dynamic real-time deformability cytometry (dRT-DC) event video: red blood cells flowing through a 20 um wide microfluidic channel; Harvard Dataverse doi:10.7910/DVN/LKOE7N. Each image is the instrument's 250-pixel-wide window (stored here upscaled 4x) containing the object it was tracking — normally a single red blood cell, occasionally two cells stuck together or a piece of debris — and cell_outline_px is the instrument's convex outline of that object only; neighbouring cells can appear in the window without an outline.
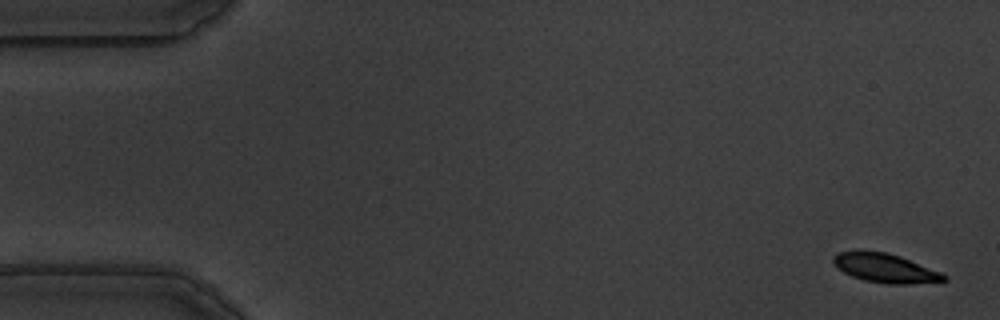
{"species": "common noctule bat (a hibernating species)", "species_latin": "Nyctalus noctula", "temperature_condition": "warm", "stored_images_in_passage": 58, "camera_frame_rate_fps": 3000, "um_per_image_px": 0.085, "animal": {"sex": "male", "body_mass_g": 19.5, "forearm_length_mm": 54.6}, "frame": {"image": 1, "passage_image": 2, "time_ms": 0.333, "image_size_px": [1000, 320], "cell_outline_px": [[948, 280], [912, 284], [888, 284], [864, 280], [852, 276], [844, 272], [832, 260], [832, 256], [836, 252], [856, 248], [860, 248], [888, 252], [900, 256], [940, 272], [948, 276]], "centroid_in_image_um": [75.19, 22.74], "position_along_channel_um": 9.8, "area_um2": 19.13}}
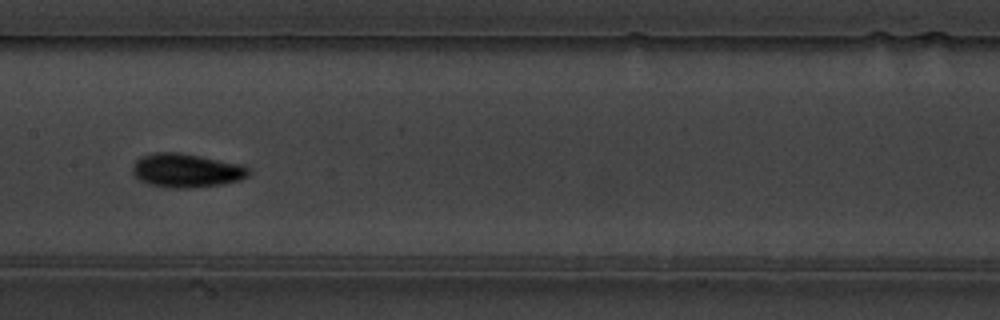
{"frame": {"image": 2, "passage_image": 29, "time_ms": 9.333, "image_size_px": [1000, 320], "cell_outline_px": [[252, 172], [248, 176], [240, 180], [220, 184], [192, 188], [164, 188], [148, 184], [140, 180], [132, 172], [132, 164], [140, 156], [152, 152], [180, 152], [244, 164]], "centroid_in_image_um": [15.84, 14.48], "position_along_channel_um": 191.6, "area_um2": 23.35}}
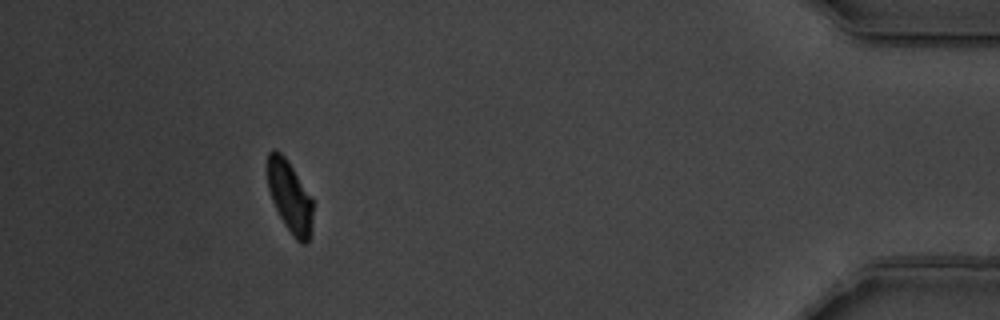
{"frame": {"image": 3, "passage_image": 53, "time_ms": 17.333, "image_size_px": [1000, 320], "cell_outline_px": [[312, 228], [308, 240], [304, 244], [300, 244], [292, 236], [284, 224], [272, 200], [268, 188], [268, 152], [272, 148], [276, 148], [288, 160], [312, 200]], "centroid_in_image_um": [24.62, 16.72], "position_along_channel_um": 410.6, "area_um2": 18.79}, "authors_computed_cell_mechanics": {"area_um2": 20.3456, "velocity_mm_per_s": 3.4777, "shape_relaxation_time_tau1_ms": 2.4761, "shape_relaxation_time_tau2_ms": 4.0331, "deformation_change_tau1": 0.118, "deformation_change_tau2": 0.0715}}